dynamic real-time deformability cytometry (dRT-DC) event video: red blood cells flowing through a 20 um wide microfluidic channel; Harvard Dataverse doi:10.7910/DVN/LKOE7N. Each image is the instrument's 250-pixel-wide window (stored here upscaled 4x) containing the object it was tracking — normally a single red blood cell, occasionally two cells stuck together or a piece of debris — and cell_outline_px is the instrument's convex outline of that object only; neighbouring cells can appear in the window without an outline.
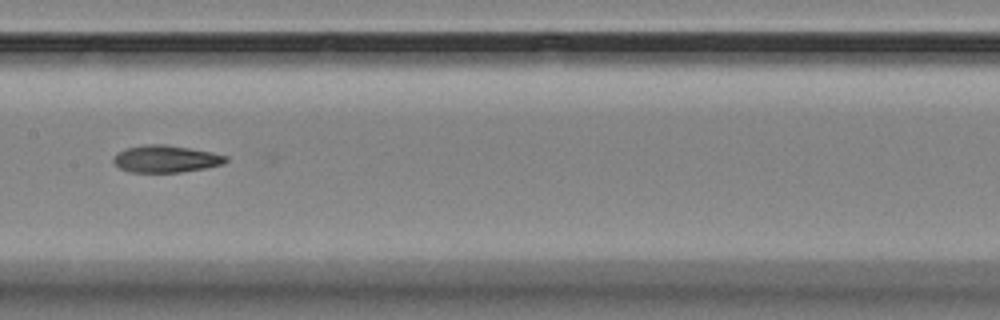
{"species": "Egyptian fruit bat (a non-hibernating species)", "species_latin": "Rousettus aegyptiacus", "temperature_condition": "room temperature", "stored_images_in_passage": 9, "camera_frame_rate_fps": 3000, "um_per_image_px": 0.085, "animal": {"sex": "female"}, "frame": {"image": 1, "passage_image": 8, "time_ms": 8.333, "image_size_px": [1000, 320], "cell_outline_px": [[228, 160], [224, 164], [204, 168], [180, 172], [132, 172], [120, 168], [112, 160], [112, 156], [116, 152], [128, 148], [144, 144], [164, 144], [212, 152], [228, 156]], "centroid_in_image_um": [14.09, 13.5], "position_along_channel_um": 193.3, "area_um2": 17.74}}
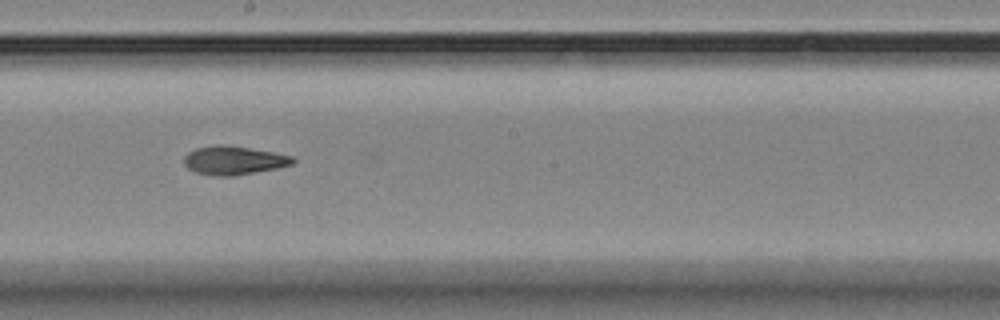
{"frame": {"image": 2, "passage_image": 9, "time_ms": 9.333, "image_size_px": [1000, 320], "cell_outline_px": [[296, 160], [292, 164], [276, 168], [232, 176], [216, 176], [196, 172], [188, 168], [184, 164], [184, 156], [188, 152], [196, 148], [216, 144], [220, 144], [248, 148], [272, 152], [292, 156]], "centroid_in_image_um": [19.83, 13.63], "position_along_channel_um": 228.4, "area_um2": 17.92}}